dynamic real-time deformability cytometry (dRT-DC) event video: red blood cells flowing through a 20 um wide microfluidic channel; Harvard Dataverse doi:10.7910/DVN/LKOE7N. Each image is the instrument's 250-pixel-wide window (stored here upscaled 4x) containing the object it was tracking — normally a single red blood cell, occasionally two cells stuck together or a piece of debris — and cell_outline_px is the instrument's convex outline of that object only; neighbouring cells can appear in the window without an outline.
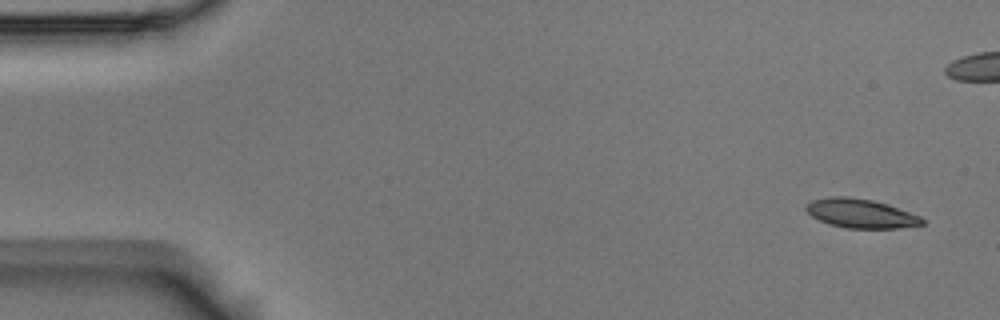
{"species": "Egyptian fruit bat (a non-hibernating species)", "species_latin": "Rousettus aegyptiacus", "temperature_condition": "room temperature", "stored_images_in_passage": 10, "segment_of_instrument_passage": [1, 2], "camera_frame_rate_fps": 3000, "um_per_image_px": 0.085, "animal": {"sex": "male"}, "frame": {"image": 1, "passage_image": 1, "time_ms": 0.0, "image_size_px": [1000, 320], "cell_outline_px": [[924, 224], [896, 228], [844, 228], [828, 224], [812, 216], [804, 208], [804, 204], [812, 200], [828, 196], [848, 196], [872, 200], [920, 216], [924, 220]], "centroid_in_image_um": [73.09, 18.14], "position_along_channel_um": 11.9, "area_um2": 19.54}}
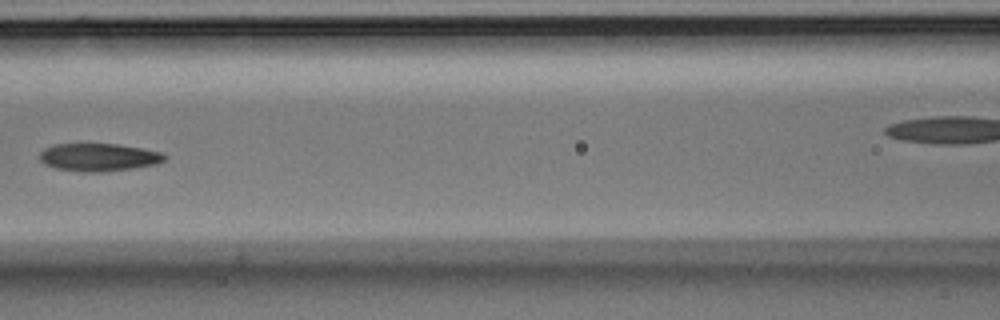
{"frame": {"image": 2, "passage_image": 7, "time_ms": 2.0, "image_size_px": [1000, 320], "cell_outline_px": [[168, 156], [164, 160], [156, 164], [132, 168], [104, 172], [84, 172], [56, 168], [44, 164], [40, 160], [40, 152], [44, 148], [52, 144], [116, 144], [140, 148], [160, 152]], "centroid_in_image_um": [8.36, 13.36], "position_along_channel_um": 158.2, "area_um2": 20.17}}
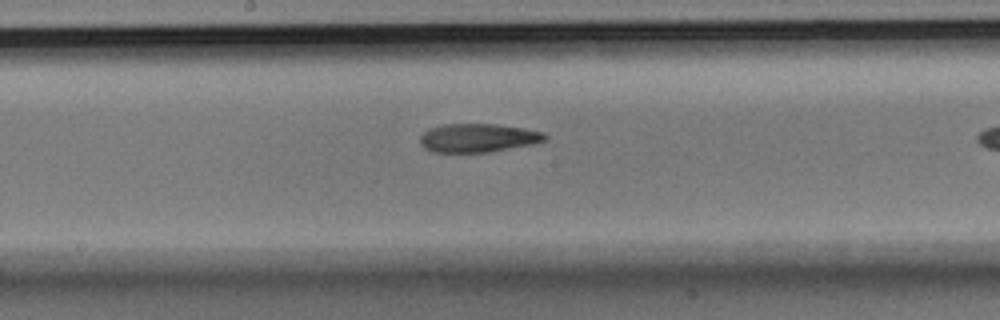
{"frame": {"image": 3, "passage_image": 9, "time_ms": 2.667, "image_size_px": [1000, 320], "cell_outline_px": [[548, 136], [544, 140], [532, 144], [488, 152], [432, 152], [424, 148], [420, 144], [420, 136], [428, 128], [440, 124], [496, 124], [524, 128], [544, 132]], "centroid_in_image_um": [40.59, 11.71], "position_along_channel_um": 207.6, "area_um2": 20.87}}